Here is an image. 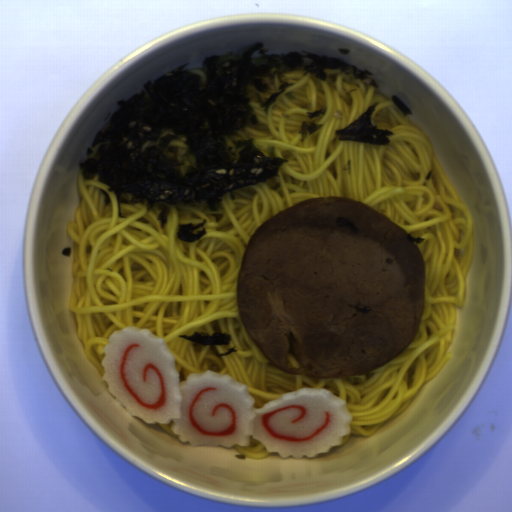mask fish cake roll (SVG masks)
I'll use <instances>...</instances> for the list:
<instances>
[{"mask_svg":"<svg viewBox=\"0 0 512 512\" xmlns=\"http://www.w3.org/2000/svg\"><path fill=\"white\" fill-rule=\"evenodd\" d=\"M102 380L129 416L168 425L189 446H250V436L283 459L327 454L351 434L346 400L326 388L301 387L254 408L248 386L211 370L180 382L166 340L146 328L126 326L103 348Z\"/></svg>","mask_w":512,"mask_h":512,"instance_id":"14b837c1","label":"fish cake roll"}]
</instances>
